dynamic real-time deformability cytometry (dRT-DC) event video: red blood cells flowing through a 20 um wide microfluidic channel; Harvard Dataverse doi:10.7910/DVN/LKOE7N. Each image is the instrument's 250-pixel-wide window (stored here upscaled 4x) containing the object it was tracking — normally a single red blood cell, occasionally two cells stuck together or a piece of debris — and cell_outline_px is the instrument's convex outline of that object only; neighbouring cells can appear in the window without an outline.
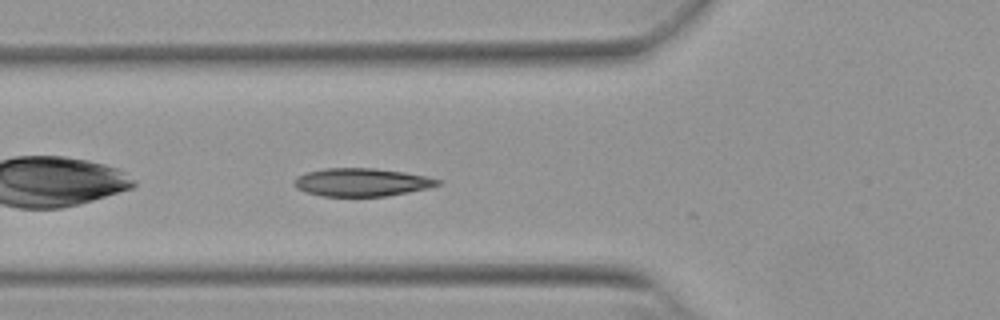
{"species": "Egyptian fruit bat (a non-hibernating species)", "species_latin": "Rousettus aegyptiacus", "temperature_condition": "warm", "stored_images_in_passage": 9, "camera_frame_rate_fps": 3000, "um_per_image_px": 0.085, "animal": {"sex": "female"}, "frame": {"image": 1, "passage_image": 4, "time_ms": 1.0, "image_size_px": [1000, 320], "cell_outline_px": [[440, 184], [428, 188], [408, 192], [384, 196], [324, 196], [304, 192], [296, 188], [292, 184], [296, 176], [308, 172], [324, 168], [376, 168], [404, 172], [424, 176], [440, 180]], "centroid_in_image_um": [30.68, 15.49], "position_along_channel_um": 95.1, "area_um2": 23.41}}
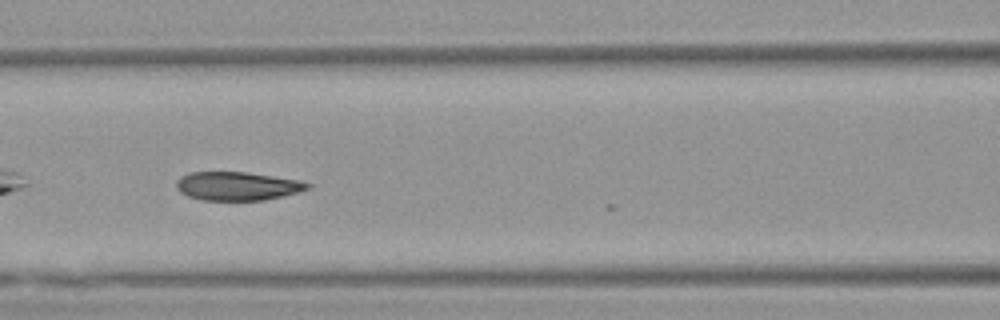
{"frame": {"image": 2, "passage_image": 8, "time_ms": 2.333, "image_size_px": [1000, 320], "cell_outline_px": [[312, 188], [264, 200], [204, 200], [188, 196], [180, 192], [176, 188], [176, 180], [180, 176], [188, 172], [248, 172], [300, 180], [312, 184]], "centroid_in_image_um": [20.16, 15.8], "position_along_channel_um": 146.4, "area_um2": 21.91}}